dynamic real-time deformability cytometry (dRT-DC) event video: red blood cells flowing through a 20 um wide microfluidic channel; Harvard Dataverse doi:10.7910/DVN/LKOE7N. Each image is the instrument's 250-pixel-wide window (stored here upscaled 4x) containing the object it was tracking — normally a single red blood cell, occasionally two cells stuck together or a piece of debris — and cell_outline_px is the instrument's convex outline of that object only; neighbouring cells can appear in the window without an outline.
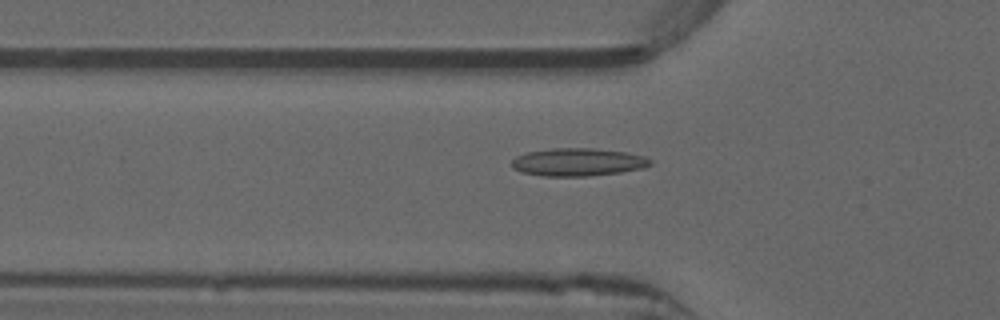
{"species": "common noctule bat (a hibernating species)", "species_latin": "Nyctalus noctula", "temperature_condition": "warm", "stored_images_in_passage": 51, "camera_frame_rate_fps": 3000, "um_per_image_px": 0.085, "animal": {"sex": "male", "forearm_length_mm": 52.5}, "frame": {"image": 1, "passage_image": 17, "time_ms": 5.333, "image_size_px": [1000, 320], "cell_outline_px": [[652, 164], [644, 168], [620, 172], [588, 176], [544, 176], [524, 172], [512, 168], [512, 160], [516, 156], [528, 152], [552, 148], [592, 148], [628, 152], [644, 156], [652, 160]], "centroid_in_image_um": [49.16, 13.77], "position_along_channel_um": 76.6, "area_um2": 22.48}}
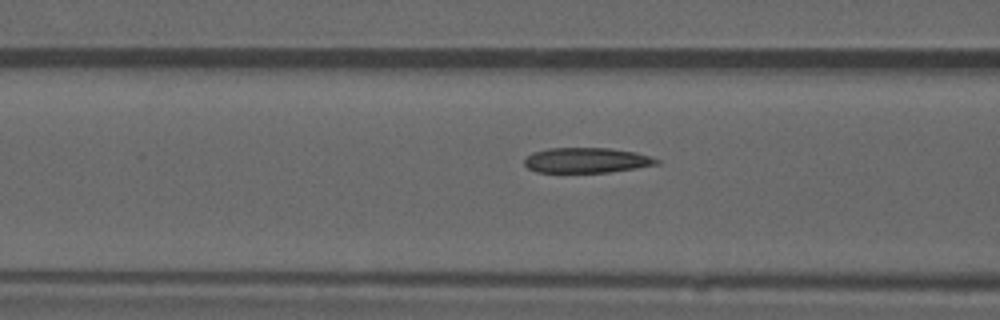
{"frame": {"image": 2, "passage_image": 20, "time_ms": 6.333, "image_size_px": [1000, 320], "cell_outline_px": [[660, 164], [636, 168], [608, 172], [536, 172], [528, 168], [524, 164], [524, 160], [532, 152], [548, 148], [612, 148], [636, 152], [660, 160]], "centroid_in_image_um": [49.86, 13.62], "position_along_channel_um": 116.7, "area_um2": 19.42}}
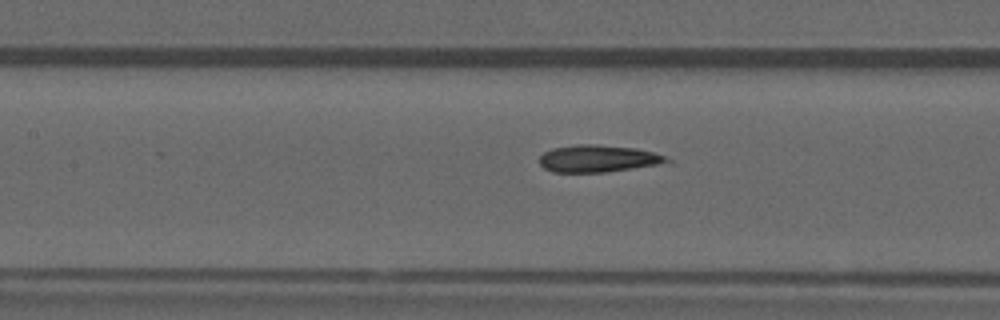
{"frame": {"image": 3, "passage_image": 23, "time_ms": 7.333, "image_size_px": [1000, 320], "cell_outline_px": [[672, 164], [604, 172], [552, 172], [544, 168], [540, 164], [540, 156], [544, 152], [552, 148], [576, 144], [596, 144], [636, 148], [652, 152], [664, 156], [672, 160]], "centroid_in_image_um": [50.91, 13.49], "position_along_channel_um": 156.5, "area_um2": 20.52}, "authors_computed_cell_mechanics": {"area_um2": 20.7502, "velocity_mm_per_s": 3.9685, "shape_relaxation_time_tau1_ms": null, "shape_relaxation_time_tau2_ms": 3.238, "deformation_change_tau1": null, "deformation_change_tau2": 0.1116}}